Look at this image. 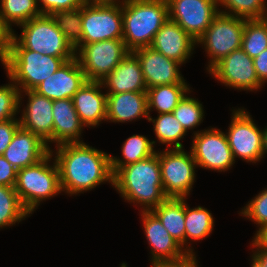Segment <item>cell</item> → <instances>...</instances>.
Returning a JSON list of instances; mask_svg holds the SVG:
<instances>
[{"label":"cell","mask_w":267,"mask_h":267,"mask_svg":"<svg viewBox=\"0 0 267 267\" xmlns=\"http://www.w3.org/2000/svg\"><path fill=\"white\" fill-rule=\"evenodd\" d=\"M214 219L210 211L198 206L193 209L187 206L185 202V245L187 253L194 254L191 246L186 244L189 239L192 241L202 240L209 236L214 227Z\"/></svg>","instance_id":"cell-28"},{"label":"cell","mask_w":267,"mask_h":267,"mask_svg":"<svg viewBox=\"0 0 267 267\" xmlns=\"http://www.w3.org/2000/svg\"><path fill=\"white\" fill-rule=\"evenodd\" d=\"M161 170L164 194L168 198H185L190 194L195 181V167L197 166L192 152L184 149H170L157 152Z\"/></svg>","instance_id":"cell-9"},{"label":"cell","mask_w":267,"mask_h":267,"mask_svg":"<svg viewBox=\"0 0 267 267\" xmlns=\"http://www.w3.org/2000/svg\"><path fill=\"white\" fill-rule=\"evenodd\" d=\"M74 57H54L25 49L14 37L6 60L2 63L8 78L19 91L34 90L38 84ZM22 88V89H21Z\"/></svg>","instance_id":"cell-4"},{"label":"cell","mask_w":267,"mask_h":267,"mask_svg":"<svg viewBox=\"0 0 267 267\" xmlns=\"http://www.w3.org/2000/svg\"><path fill=\"white\" fill-rule=\"evenodd\" d=\"M101 81H86L72 100L81 122L89 127L106 121L107 94L101 93Z\"/></svg>","instance_id":"cell-22"},{"label":"cell","mask_w":267,"mask_h":267,"mask_svg":"<svg viewBox=\"0 0 267 267\" xmlns=\"http://www.w3.org/2000/svg\"><path fill=\"white\" fill-rule=\"evenodd\" d=\"M28 215L14 187L0 186V228L19 223Z\"/></svg>","instance_id":"cell-32"},{"label":"cell","mask_w":267,"mask_h":267,"mask_svg":"<svg viewBox=\"0 0 267 267\" xmlns=\"http://www.w3.org/2000/svg\"><path fill=\"white\" fill-rule=\"evenodd\" d=\"M120 267H127V264L123 262Z\"/></svg>","instance_id":"cell-49"},{"label":"cell","mask_w":267,"mask_h":267,"mask_svg":"<svg viewBox=\"0 0 267 267\" xmlns=\"http://www.w3.org/2000/svg\"><path fill=\"white\" fill-rule=\"evenodd\" d=\"M252 264L251 267H262L260 262L252 255Z\"/></svg>","instance_id":"cell-48"},{"label":"cell","mask_w":267,"mask_h":267,"mask_svg":"<svg viewBox=\"0 0 267 267\" xmlns=\"http://www.w3.org/2000/svg\"><path fill=\"white\" fill-rule=\"evenodd\" d=\"M118 38H123L121 2L82 5V40L75 53L85 44Z\"/></svg>","instance_id":"cell-7"},{"label":"cell","mask_w":267,"mask_h":267,"mask_svg":"<svg viewBox=\"0 0 267 267\" xmlns=\"http://www.w3.org/2000/svg\"><path fill=\"white\" fill-rule=\"evenodd\" d=\"M50 150V147L38 135L20 126L3 156L12 166L19 170L37 163Z\"/></svg>","instance_id":"cell-20"},{"label":"cell","mask_w":267,"mask_h":267,"mask_svg":"<svg viewBox=\"0 0 267 267\" xmlns=\"http://www.w3.org/2000/svg\"><path fill=\"white\" fill-rule=\"evenodd\" d=\"M133 53L140 61L147 89L164 84L186 83L179 71L181 64L177 61L151 47L139 48Z\"/></svg>","instance_id":"cell-16"},{"label":"cell","mask_w":267,"mask_h":267,"mask_svg":"<svg viewBox=\"0 0 267 267\" xmlns=\"http://www.w3.org/2000/svg\"><path fill=\"white\" fill-rule=\"evenodd\" d=\"M266 0H217L218 6H224L225 11L218 9L220 13L238 16L245 19L267 18ZM221 4V5H219ZM229 9L228 11H226Z\"/></svg>","instance_id":"cell-34"},{"label":"cell","mask_w":267,"mask_h":267,"mask_svg":"<svg viewBox=\"0 0 267 267\" xmlns=\"http://www.w3.org/2000/svg\"><path fill=\"white\" fill-rule=\"evenodd\" d=\"M0 4V15L11 29V23L19 26L42 15L38 0H1Z\"/></svg>","instance_id":"cell-29"},{"label":"cell","mask_w":267,"mask_h":267,"mask_svg":"<svg viewBox=\"0 0 267 267\" xmlns=\"http://www.w3.org/2000/svg\"><path fill=\"white\" fill-rule=\"evenodd\" d=\"M254 68L259 81L264 85L267 82V49L253 58Z\"/></svg>","instance_id":"cell-42"},{"label":"cell","mask_w":267,"mask_h":267,"mask_svg":"<svg viewBox=\"0 0 267 267\" xmlns=\"http://www.w3.org/2000/svg\"><path fill=\"white\" fill-rule=\"evenodd\" d=\"M252 246L257 250L252 255L260 262L262 267H267V251L260 250L254 243H252Z\"/></svg>","instance_id":"cell-45"},{"label":"cell","mask_w":267,"mask_h":267,"mask_svg":"<svg viewBox=\"0 0 267 267\" xmlns=\"http://www.w3.org/2000/svg\"><path fill=\"white\" fill-rule=\"evenodd\" d=\"M258 195L248 202L242 209L241 215L248 217L258 224V228L267 225V189L260 191ZM260 226V227H259Z\"/></svg>","instance_id":"cell-37"},{"label":"cell","mask_w":267,"mask_h":267,"mask_svg":"<svg viewBox=\"0 0 267 267\" xmlns=\"http://www.w3.org/2000/svg\"><path fill=\"white\" fill-rule=\"evenodd\" d=\"M123 41L133 52L150 47L154 36L168 20L167 0H122Z\"/></svg>","instance_id":"cell-3"},{"label":"cell","mask_w":267,"mask_h":267,"mask_svg":"<svg viewBox=\"0 0 267 267\" xmlns=\"http://www.w3.org/2000/svg\"><path fill=\"white\" fill-rule=\"evenodd\" d=\"M267 153V127L263 129V156Z\"/></svg>","instance_id":"cell-47"},{"label":"cell","mask_w":267,"mask_h":267,"mask_svg":"<svg viewBox=\"0 0 267 267\" xmlns=\"http://www.w3.org/2000/svg\"><path fill=\"white\" fill-rule=\"evenodd\" d=\"M150 121L154 124L153 129L158 142L168 146L173 144V149H183V145L179 140L184 138L187 132L183 129L173 113L158 114L156 119H153L149 115L148 122Z\"/></svg>","instance_id":"cell-30"},{"label":"cell","mask_w":267,"mask_h":267,"mask_svg":"<svg viewBox=\"0 0 267 267\" xmlns=\"http://www.w3.org/2000/svg\"><path fill=\"white\" fill-rule=\"evenodd\" d=\"M245 20L219 12L205 33L196 41L197 45L204 44L207 56L211 58L208 71L222 58L241 48Z\"/></svg>","instance_id":"cell-8"},{"label":"cell","mask_w":267,"mask_h":267,"mask_svg":"<svg viewBox=\"0 0 267 267\" xmlns=\"http://www.w3.org/2000/svg\"><path fill=\"white\" fill-rule=\"evenodd\" d=\"M50 152L37 163L17 170L14 189L23 207L32 214L40 202L62 192L58 165L54 160L50 165Z\"/></svg>","instance_id":"cell-5"},{"label":"cell","mask_w":267,"mask_h":267,"mask_svg":"<svg viewBox=\"0 0 267 267\" xmlns=\"http://www.w3.org/2000/svg\"><path fill=\"white\" fill-rule=\"evenodd\" d=\"M28 96V103L19 118L20 126L38 135L49 147L53 142V100L41 96L33 90L20 91Z\"/></svg>","instance_id":"cell-18"},{"label":"cell","mask_w":267,"mask_h":267,"mask_svg":"<svg viewBox=\"0 0 267 267\" xmlns=\"http://www.w3.org/2000/svg\"><path fill=\"white\" fill-rule=\"evenodd\" d=\"M87 81L76 57L66 61L56 72L46 78L33 90L50 100L70 98Z\"/></svg>","instance_id":"cell-17"},{"label":"cell","mask_w":267,"mask_h":267,"mask_svg":"<svg viewBox=\"0 0 267 267\" xmlns=\"http://www.w3.org/2000/svg\"><path fill=\"white\" fill-rule=\"evenodd\" d=\"M252 241L260 250L267 251V225L259 228Z\"/></svg>","instance_id":"cell-44"},{"label":"cell","mask_w":267,"mask_h":267,"mask_svg":"<svg viewBox=\"0 0 267 267\" xmlns=\"http://www.w3.org/2000/svg\"><path fill=\"white\" fill-rule=\"evenodd\" d=\"M197 259L194 254H188L186 257L171 262H163L155 265H151V267H198Z\"/></svg>","instance_id":"cell-43"},{"label":"cell","mask_w":267,"mask_h":267,"mask_svg":"<svg viewBox=\"0 0 267 267\" xmlns=\"http://www.w3.org/2000/svg\"><path fill=\"white\" fill-rule=\"evenodd\" d=\"M65 39L75 48L82 40V6L51 14Z\"/></svg>","instance_id":"cell-33"},{"label":"cell","mask_w":267,"mask_h":267,"mask_svg":"<svg viewBox=\"0 0 267 267\" xmlns=\"http://www.w3.org/2000/svg\"><path fill=\"white\" fill-rule=\"evenodd\" d=\"M16 176L17 169L3 155L0 156V186L14 187Z\"/></svg>","instance_id":"cell-41"},{"label":"cell","mask_w":267,"mask_h":267,"mask_svg":"<svg viewBox=\"0 0 267 267\" xmlns=\"http://www.w3.org/2000/svg\"><path fill=\"white\" fill-rule=\"evenodd\" d=\"M193 134L191 152L197 167L225 172L235 163L225 132L210 128Z\"/></svg>","instance_id":"cell-12"},{"label":"cell","mask_w":267,"mask_h":267,"mask_svg":"<svg viewBox=\"0 0 267 267\" xmlns=\"http://www.w3.org/2000/svg\"><path fill=\"white\" fill-rule=\"evenodd\" d=\"M169 19L197 41L219 13L217 0H167Z\"/></svg>","instance_id":"cell-13"},{"label":"cell","mask_w":267,"mask_h":267,"mask_svg":"<svg viewBox=\"0 0 267 267\" xmlns=\"http://www.w3.org/2000/svg\"><path fill=\"white\" fill-rule=\"evenodd\" d=\"M41 3L39 10L42 15H51L54 12L81 7L82 0H38Z\"/></svg>","instance_id":"cell-38"},{"label":"cell","mask_w":267,"mask_h":267,"mask_svg":"<svg viewBox=\"0 0 267 267\" xmlns=\"http://www.w3.org/2000/svg\"><path fill=\"white\" fill-rule=\"evenodd\" d=\"M149 118L147 92L107 94L106 121L129 122Z\"/></svg>","instance_id":"cell-24"},{"label":"cell","mask_w":267,"mask_h":267,"mask_svg":"<svg viewBox=\"0 0 267 267\" xmlns=\"http://www.w3.org/2000/svg\"><path fill=\"white\" fill-rule=\"evenodd\" d=\"M148 114L155 109L159 114L173 113L174 108L190 91L187 83L164 84L147 89Z\"/></svg>","instance_id":"cell-26"},{"label":"cell","mask_w":267,"mask_h":267,"mask_svg":"<svg viewBox=\"0 0 267 267\" xmlns=\"http://www.w3.org/2000/svg\"><path fill=\"white\" fill-rule=\"evenodd\" d=\"M13 29H11L0 15V60L3 63L11 49V41L13 38Z\"/></svg>","instance_id":"cell-40"},{"label":"cell","mask_w":267,"mask_h":267,"mask_svg":"<svg viewBox=\"0 0 267 267\" xmlns=\"http://www.w3.org/2000/svg\"><path fill=\"white\" fill-rule=\"evenodd\" d=\"M113 186L125 200L152 211L168 197L164 194L159 155L121 167L113 175Z\"/></svg>","instance_id":"cell-2"},{"label":"cell","mask_w":267,"mask_h":267,"mask_svg":"<svg viewBox=\"0 0 267 267\" xmlns=\"http://www.w3.org/2000/svg\"><path fill=\"white\" fill-rule=\"evenodd\" d=\"M208 72L238 90L257 91L263 85L256 75L253 59L242 48L222 58Z\"/></svg>","instance_id":"cell-14"},{"label":"cell","mask_w":267,"mask_h":267,"mask_svg":"<svg viewBox=\"0 0 267 267\" xmlns=\"http://www.w3.org/2000/svg\"><path fill=\"white\" fill-rule=\"evenodd\" d=\"M202 106L198 99L185 95L174 108L173 114L186 132L189 129H194L203 121L204 110Z\"/></svg>","instance_id":"cell-35"},{"label":"cell","mask_w":267,"mask_h":267,"mask_svg":"<svg viewBox=\"0 0 267 267\" xmlns=\"http://www.w3.org/2000/svg\"><path fill=\"white\" fill-rule=\"evenodd\" d=\"M156 141H150L144 135H132L122 145L123 160L110 155V168L114 175L121 167L147 159L156 153L154 145Z\"/></svg>","instance_id":"cell-27"},{"label":"cell","mask_w":267,"mask_h":267,"mask_svg":"<svg viewBox=\"0 0 267 267\" xmlns=\"http://www.w3.org/2000/svg\"><path fill=\"white\" fill-rule=\"evenodd\" d=\"M144 232L151 247V265L178 261L189 253L175 240L152 211H141Z\"/></svg>","instance_id":"cell-15"},{"label":"cell","mask_w":267,"mask_h":267,"mask_svg":"<svg viewBox=\"0 0 267 267\" xmlns=\"http://www.w3.org/2000/svg\"><path fill=\"white\" fill-rule=\"evenodd\" d=\"M195 45L196 41L168 18L154 36L150 47L182 65L193 54Z\"/></svg>","instance_id":"cell-19"},{"label":"cell","mask_w":267,"mask_h":267,"mask_svg":"<svg viewBox=\"0 0 267 267\" xmlns=\"http://www.w3.org/2000/svg\"><path fill=\"white\" fill-rule=\"evenodd\" d=\"M226 133L233 158L256 163L263 158V130L254 123L244 108L233 110Z\"/></svg>","instance_id":"cell-11"},{"label":"cell","mask_w":267,"mask_h":267,"mask_svg":"<svg viewBox=\"0 0 267 267\" xmlns=\"http://www.w3.org/2000/svg\"><path fill=\"white\" fill-rule=\"evenodd\" d=\"M101 83L109 90L106 94L147 91L140 61L133 52H129Z\"/></svg>","instance_id":"cell-21"},{"label":"cell","mask_w":267,"mask_h":267,"mask_svg":"<svg viewBox=\"0 0 267 267\" xmlns=\"http://www.w3.org/2000/svg\"><path fill=\"white\" fill-rule=\"evenodd\" d=\"M12 83L11 81L9 84L0 86V122L14 119L20 111L22 94L19 88Z\"/></svg>","instance_id":"cell-36"},{"label":"cell","mask_w":267,"mask_h":267,"mask_svg":"<svg viewBox=\"0 0 267 267\" xmlns=\"http://www.w3.org/2000/svg\"><path fill=\"white\" fill-rule=\"evenodd\" d=\"M20 127L19 119H8L0 122V156H2Z\"/></svg>","instance_id":"cell-39"},{"label":"cell","mask_w":267,"mask_h":267,"mask_svg":"<svg viewBox=\"0 0 267 267\" xmlns=\"http://www.w3.org/2000/svg\"><path fill=\"white\" fill-rule=\"evenodd\" d=\"M53 142L58 145L66 143H83L80 140L85 125L78 117L70 98L53 100Z\"/></svg>","instance_id":"cell-23"},{"label":"cell","mask_w":267,"mask_h":267,"mask_svg":"<svg viewBox=\"0 0 267 267\" xmlns=\"http://www.w3.org/2000/svg\"><path fill=\"white\" fill-rule=\"evenodd\" d=\"M75 53L87 81H101L130 52L122 38L83 45Z\"/></svg>","instance_id":"cell-10"},{"label":"cell","mask_w":267,"mask_h":267,"mask_svg":"<svg viewBox=\"0 0 267 267\" xmlns=\"http://www.w3.org/2000/svg\"><path fill=\"white\" fill-rule=\"evenodd\" d=\"M241 48L252 59L267 49V18L245 20Z\"/></svg>","instance_id":"cell-31"},{"label":"cell","mask_w":267,"mask_h":267,"mask_svg":"<svg viewBox=\"0 0 267 267\" xmlns=\"http://www.w3.org/2000/svg\"><path fill=\"white\" fill-rule=\"evenodd\" d=\"M152 212L159 218L168 233L185 246V198H167Z\"/></svg>","instance_id":"cell-25"},{"label":"cell","mask_w":267,"mask_h":267,"mask_svg":"<svg viewBox=\"0 0 267 267\" xmlns=\"http://www.w3.org/2000/svg\"><path fill=\"white\" fill-rule=\"evenodd\" d=\"M84 4L116 3L120 0H82Z\"/></svg>","instance_id":"cell-46"},{"label":"cell","mask_w":267,"mask_h":267,"mask_svg":"<svg viewBox=\"0 0 267 267\" xmlns=\"http://www.w3.org/2000/svg\"><path fill=\"white\" fill-rule=\"evenodd\" d=\"M22 34L13 37L25 48L54 57H75L73 46L65 39L51 15H40L19 25Z\"/></svg>","instance_id":"cell-6"},{"label":"cell","mask_w":267,"mask_h":267,"mask_svg":"<svg viewBox=\"0 0 267 267\" xmlns=\"http://www.w3.org/2000/svg\"><path fill=\"white\" fill-rule=\"evenodd\" d=\"M55 161L59 169L61 190L79 194L99 184L113 185L110 154L83 143H66L56 146Z\"/></svg>","instance_id":"cell-1"}]
</instances>
